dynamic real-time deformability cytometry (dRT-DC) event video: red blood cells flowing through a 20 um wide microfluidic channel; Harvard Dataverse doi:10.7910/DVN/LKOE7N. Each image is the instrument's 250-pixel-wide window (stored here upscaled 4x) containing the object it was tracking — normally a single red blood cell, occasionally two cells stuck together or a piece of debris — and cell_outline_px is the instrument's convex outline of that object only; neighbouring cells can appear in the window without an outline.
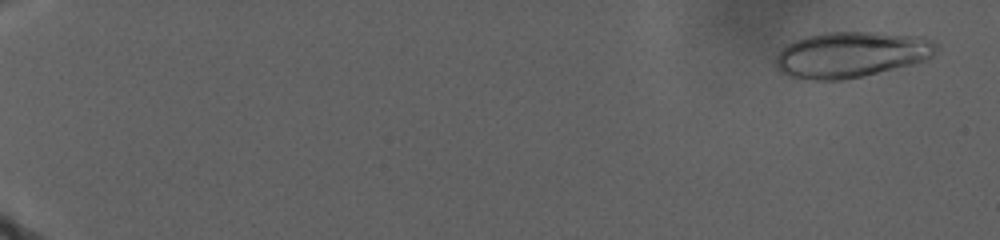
{"species": "human", "species_latin": "Homo sapiens", "temperature_condition": "warm", "stored_images_in_passage": 91, "camera_frame_rate_fps": 3000, "um_per_image_px": 0.085, "donor": {"sex": "male"}, "frame": {"image": 1, "passage_image": 5, "time_ms": 1.333, "image_size_px": [1000, 240], "cell_outline_px": [[940, 48], [928, 60], [912, 64], [844, 80], [816, 80], [792, 76], [780, 72], [776, 68], [776, 56], [788, 44], [804, 36], [824, 32], [872, 32], [924, 36], [932, 40]], "centroid_in_image_um": [72.4, 4.62], "position_along_channel_um": 12.6, "area_um2": 42.89}}
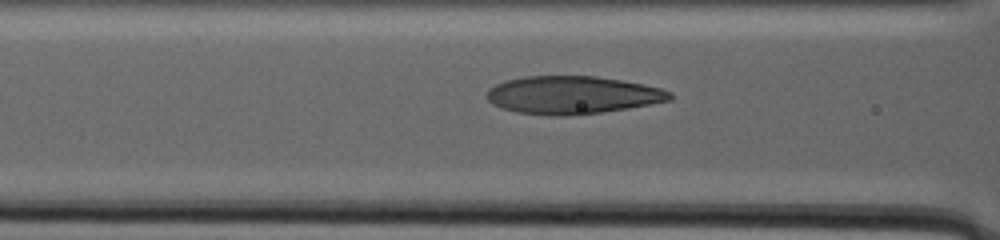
{"frame": {"image": 2, "passage_image": 66, "time_ms": 17.333, "image_size_px": [1000, 240], "cell_outline_px": [[672, 100], [628, 108], [600, 112], [560, 116], [552, 116], [516, 112], [492, 104], [488, 100], [488, 88], [504, 80], [524, 76], [596, 76], [620, 80], [660, 88], [672, 92]], "centroid_in_image_um": [48.63, 8.07], "position_along_channel_um": 118.0, "area_um2": 40.17}}
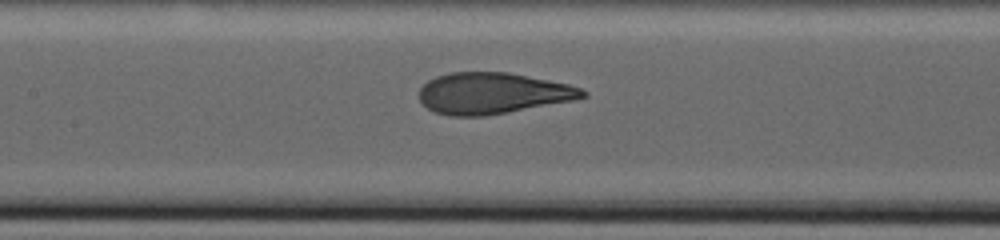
{"frame": {"image": 3, "passage_image": 83, "time_ms": 19.667, "image_size_px": [1000, 240], "cell_outline_px": [[588, 96], [572, 100], [484, 116], [452, 116], [436, 112], [428, 108], [420, 100], [420, 88], [428, 80], [436, 76], [448, 72], [508, 72], [568, 84], [580, 88], [588, 92]], "centroid_in_image_um": [41.85, 7.91], "position_along_channel_um": 165.5, "area_um2": 38.9}}